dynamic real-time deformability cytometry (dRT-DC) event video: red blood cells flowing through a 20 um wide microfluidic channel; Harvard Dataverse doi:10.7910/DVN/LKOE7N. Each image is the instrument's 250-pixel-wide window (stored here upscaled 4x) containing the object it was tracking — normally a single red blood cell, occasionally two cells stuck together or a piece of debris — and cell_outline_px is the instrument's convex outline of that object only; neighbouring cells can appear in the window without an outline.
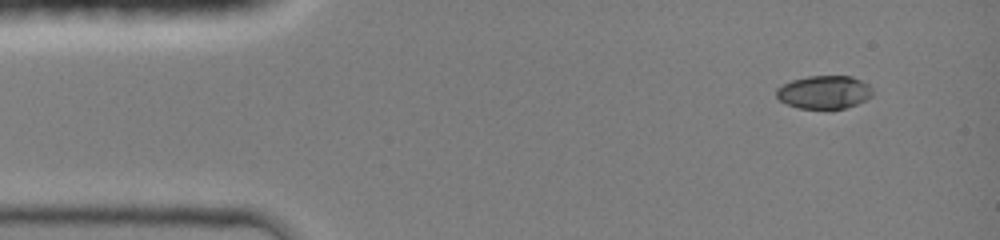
{"species": "common noctule bat (a hibernating species)", "species_latin": "Nyctalus noctula", "temperature_condition": "room temperature", "stored_images_in_passage": 4, "camera_frame_rate_fps": 3000, "um_per_image_px": 0.085, "animal": {"sex": "female", "body_mass_g": 19.0, "forearm_length_mm": 51.5}, "frame": {"image": 1, "passage_image": 1, "time_ms": 0.0, "image_size_px": [1000, 240], "cell_outline_px": [[872, 96], [856, 104], [844, 108], [796, 108], [780, 100], [776, 96], [776, 88], [792, 80], [808, 76], [852, 76], [868, 84], [872, 88]], "centroid_in_image_um": [70.05, 7.82], "position_along_channel_um": 15.0, "area_um2": 18.44}}
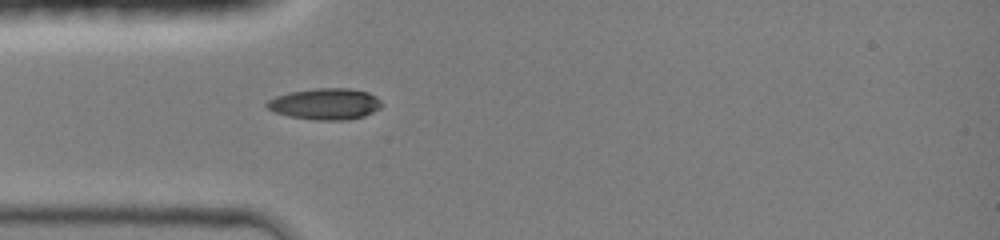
{"frame": {"image": 2, "passage_image": 4, "time_ms": 3.0, "image_size_px": [1000, 240], "cell_outline_px": [[384, 104], [380, 108], [364, 116], [348, 120], [316, 120], [288, 116], [276, 112], [268, 108], [264, 104], [268, 100], [276, 96], [288, 92], [316, 88], [348, 88], [368, 92], [376, 96]], "centroid_in_image_um": [27.66, 8.83], "position_along_channel_um": 57.3, "area_um2": 21.04}}